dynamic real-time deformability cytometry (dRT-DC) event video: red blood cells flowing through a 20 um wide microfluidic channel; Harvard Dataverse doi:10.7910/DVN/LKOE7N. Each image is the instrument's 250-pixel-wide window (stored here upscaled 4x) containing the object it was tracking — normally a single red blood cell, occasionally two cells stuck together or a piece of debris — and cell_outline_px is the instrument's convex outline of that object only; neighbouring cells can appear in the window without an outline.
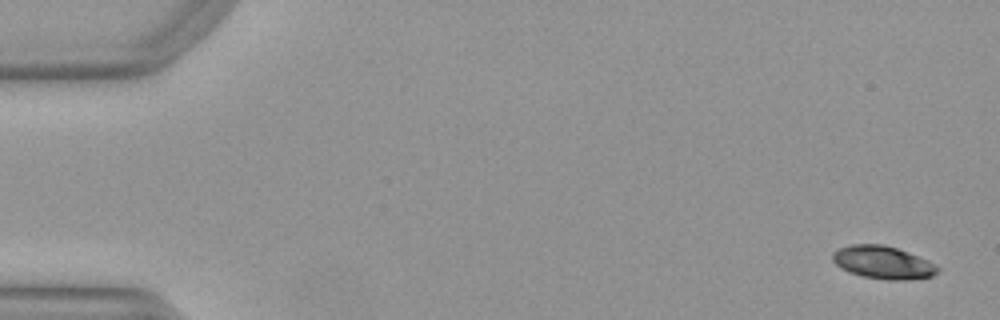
{"species": "Egyptian fruit bat (a non-hibernating species)", "species_latin": "Rousettus aegyptiacus", "temperature_condition": "warm", "stored_images_in_passage": 6, "camera_frame_rate_fps": 3000, "um_per_image_px": 0.085, "animal": {"sex": "female"}, "frame": {"image": 1, "passage_image": 2, "time_ms": 0.333, "image_size_px": [1000, 320], "cell_outline_px": [[940, 268], [932, 276], [904, 280], [888, 280], [864, 276], [848, 272], [840, 268], [832, 260], [832, 252], [840, 248], [852, 244], [884, 244], [896, 248], [928, 260], [936, 264]], "centroid_in_image_um": [75.03, 22.3], "position_along_channel_um": 10.0, "area_um2": 20.0}}